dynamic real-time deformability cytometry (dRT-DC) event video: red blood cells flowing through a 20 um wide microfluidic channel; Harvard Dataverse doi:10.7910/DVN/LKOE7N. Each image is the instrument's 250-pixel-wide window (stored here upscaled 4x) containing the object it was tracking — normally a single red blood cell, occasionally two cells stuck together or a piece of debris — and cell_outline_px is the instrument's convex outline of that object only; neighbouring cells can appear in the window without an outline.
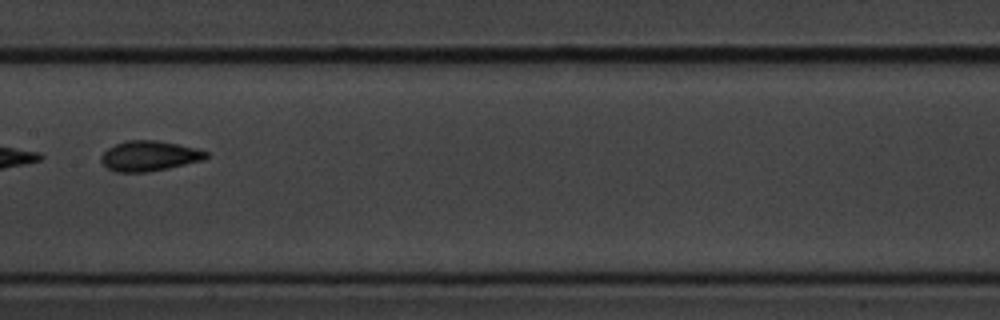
{"species": "common noctule bat (a hibernating species)", "species_latin": "Nyctalus noctula", "temperature_condition": "cold", "stored_images_in_passage": 9, "camera_frame_rate_fps": 3000, "um_per_image_px": 0.085, "animal": {"sex": "male", "body_mass_g": 20.1, "forearm_length_mm": 53.5}, "frame": {"image": 1, "passage_image": 8, "time_ms": 2.333, "image_size_px": [1000, 320], "cell_outline_px": [[208, 156], [204, 160], [168, 168], [148, 172], [116, 172], [108, 168], [100, 160], [100, 156], [108, 148], [116, 144], [128, 140], [156, 140], [196, 148], [208, 152]], "centroid_in_image_um": [12.69, 13.26], "position_along_channel_um": 194.7, "area_um2": 18.38}}
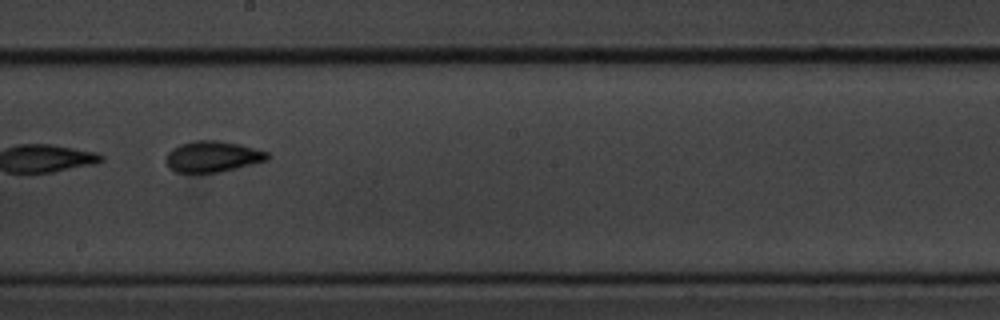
{"frame": {"image": 2, "passage_image": 9, "time_ms": 2.667, "image_size_px": [1000, 320], "cell_outline_px": [[268, 160], [220, 172], [176, 172], [168, 168], [164, 160], [164, 156], [172, 148], [180, 144], [196, 140], [220, 140], [240, 144], [268, 152]], "centroid_in_image_um": [18.02, 13.3], "position_along_channel_um": 230.2, "area_um2": 18.44}}